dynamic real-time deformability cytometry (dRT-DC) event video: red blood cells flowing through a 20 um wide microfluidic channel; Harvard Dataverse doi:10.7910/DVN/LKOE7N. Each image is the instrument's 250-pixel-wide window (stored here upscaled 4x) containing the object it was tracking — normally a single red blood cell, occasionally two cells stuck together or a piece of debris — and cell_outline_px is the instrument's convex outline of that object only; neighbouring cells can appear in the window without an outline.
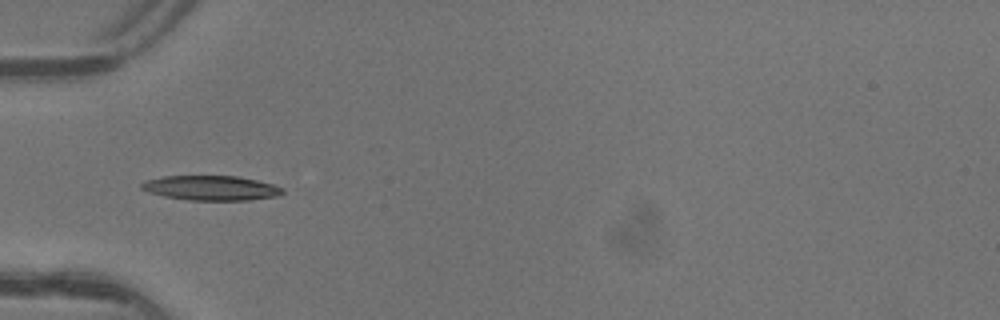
{"species": "common noctule bat (a hibernating species)", "species_latin": "Nyctalus noctula", "temperature_condition": "warm", "stored_images_in_passage": 6, "camera_frame_rate_fps": 3000, "um_per_image_px": 0.085, "animal": {"sex": "female"}, "frame": {"image": 1, "passage_image": 5, "time_ms": 1.333, "image_size_px": [1000, 320], "cell_outline_px": [[284, 192], [280, 196], [248, 200], [188, 200], [164, 196], [148, 192], [140, 188], [140, 184], [144, 180], [164, 176], [236, 176], [256, 180], [272, 184], [284, 188]], "centroid_in_image_um": [17.93, 15.98], "position_along_channel_um": 67.1, "area_um2": 20.4}}
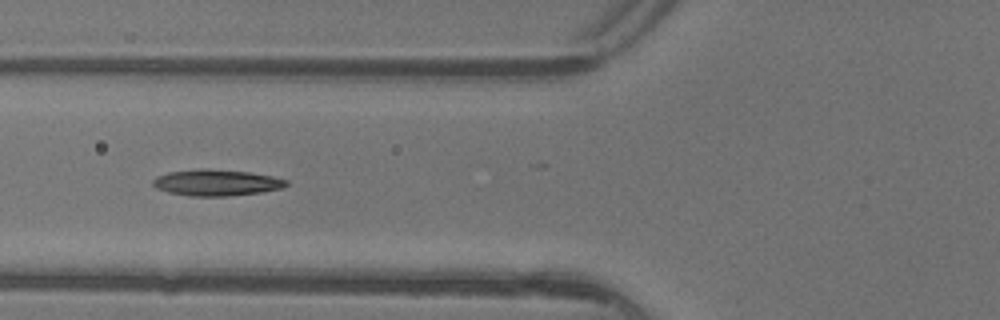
{"frame": {"image": 2, "passage_image": 6, "time_ms": 1.667, "image_size_px": [1000, 320], "cell_outline_px": [[288, 184], [284, 188], [260, 192], [228, 196], [188, 196], [168, 192], [156, 188], [152, 184], [152, 180], [156, 176], [168, 172], [200, 168], [252, 172], [272, 176], [288, 180]], "centroid_in_image_um": [18.39, 15.52], "position_along_channel_um": 107.4, "area_um2": 20.58}}